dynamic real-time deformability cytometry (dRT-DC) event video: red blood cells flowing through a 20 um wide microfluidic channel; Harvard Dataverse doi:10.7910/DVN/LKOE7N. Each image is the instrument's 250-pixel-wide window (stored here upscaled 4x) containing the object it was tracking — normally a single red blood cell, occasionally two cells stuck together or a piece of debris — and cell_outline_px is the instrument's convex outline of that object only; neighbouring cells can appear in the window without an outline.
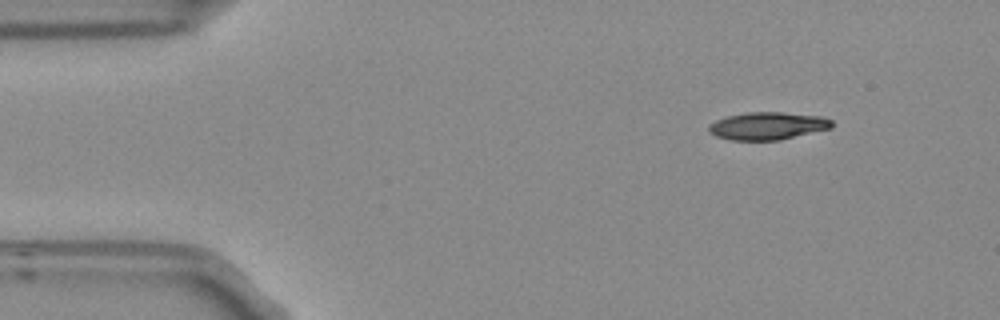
{"species": "Egyptian fruit bat (a non-hibernating species)", "species_latin": "Rousettus aegyptiacus", "temperature_condition": "room temperature", "stored_images_in_passage": 5, "camera_frame_rate_fps": 3000, "um_per_image_px": 0.085, "frame": {"image": 1, "passage_image": 1, "time_ms": 0.0, "image_size_px": [1000, 320], "cell_outline_px": [[832, 128], [780, 140], [728, 140], [716, 136], [708, 132], [708, 124], [724, 116], [748, 112], [784, 112], [820, 116], [832, 120]], "centroid_in_image_um": [65.21, 10.7], "position_along_channel_um": 19.8, "area_um2": 20.0}}
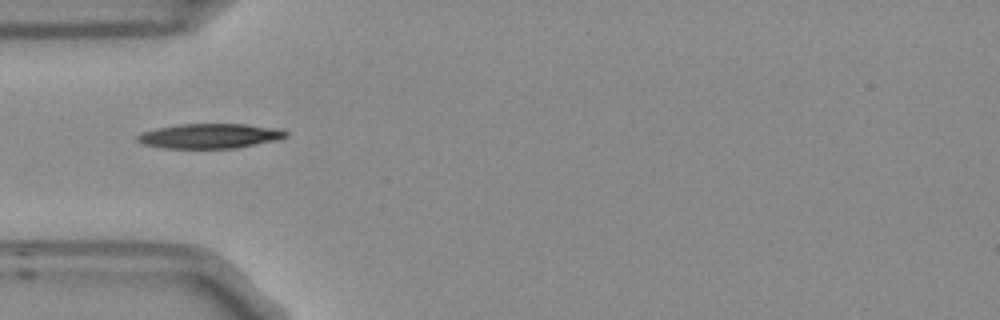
{"frame": {"image": 2, "passage_image": 4, "time_ms": 1.0, "image_size_px": [1000, 320], "cell_outline_px": [[288, 136], [276, 140], [236, 148], [164, 148], [144, 144], [136, 140], [136, 136], [140, 132], [156, 128], [180, 124], [244, 124], [272, 128], [288, 132]], "centroid_in_image_um": [17.77, 11.56], "position_along_channel_um": 67.2, "area_um2": 21.27}}